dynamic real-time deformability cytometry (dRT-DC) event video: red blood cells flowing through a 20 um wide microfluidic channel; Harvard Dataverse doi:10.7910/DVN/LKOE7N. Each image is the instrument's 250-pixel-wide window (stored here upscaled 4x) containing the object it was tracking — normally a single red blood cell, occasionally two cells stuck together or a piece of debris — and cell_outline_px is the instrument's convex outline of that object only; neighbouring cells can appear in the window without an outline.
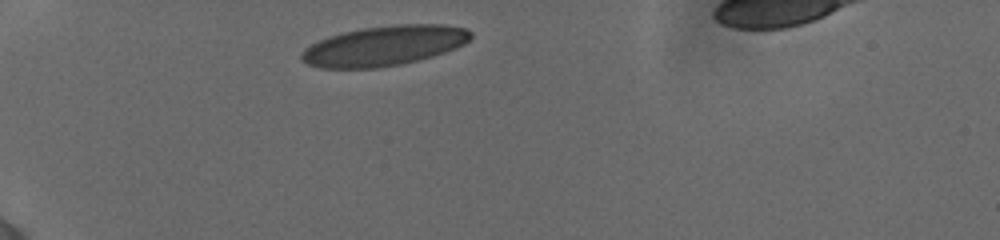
{"species": "human", "species_latin": "Homo sapiens", "temperature_condition": "cold", "stored_images_in_passage": 5, "camera_frame_rate_fps": 3000, "um_per_image_px": 0.085, "donor": {"sex": "female"}, "frame": {"image": 1, "passage_image": 1, "time_ms": 0.0, "image_size_px": [1000, 240], "cell_outline_px": [[472, 36], [464, 44], [444, 52], [432, 56], [416, 60], [376, 68], [320, 68], [308, 64], [300, 60], [300, 56], [304, 48], [328, 36], [360, 28], [396, 24], [444, 24], [468, 28], [472, 32]], "centroid_in_image_um": [32.64, 3.87], "position_along_channel_um": 52.4, "area_um2": 39.3}}
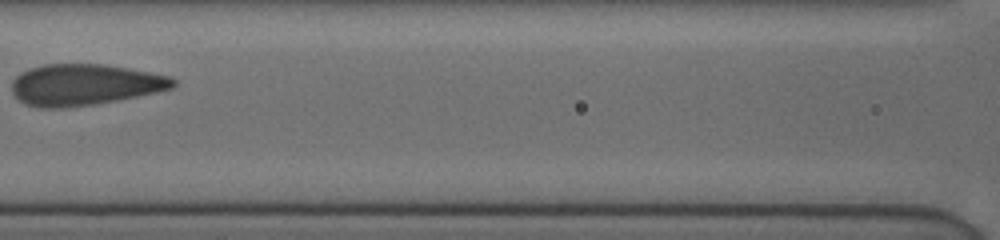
{"frame": {"image": 2, "passage_image": 4, "time_ms": 3.667, "image_size_px": [1000, 240], "cell_outline_px": [[176, 84], [172, 88], [156, 92], [136, 96], [92, 104], [64, 108], [40, 108], [24, 104], [12, 92], [12, 80], [20, 72], [28, 68], [44, 64], [104, 64], [128, 68], [168, 76], [176, 80]], "centroid_in_image_um": [7.13, 7.19], "position_along_channel_um": 159.5, "area_um2": 38.61}}
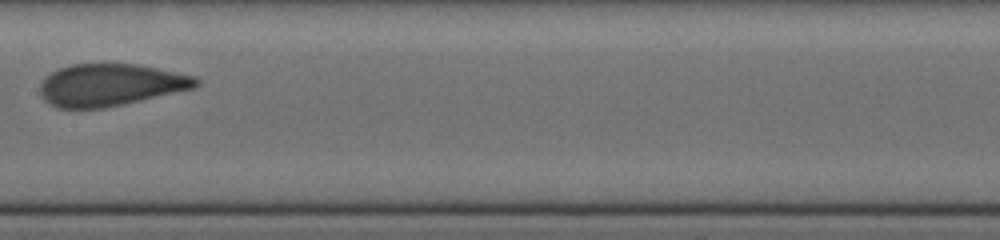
{"frame": {"image": 3, "passage_image": 5, "time_ms": 4.667, "image_size_px": [1000, 240], "cell_outline_px": [[200, 84], [192, 88], [104, 108], [56, 108], [48, 104], [40, 96], [40, 84], [52, 72], [60, 68], [72, 64], [136, 64], [196, 76], [200, 80]], "centroid_in_image_um": [9.35, 7.22], "position_along_channel_um": 198.0, "area_um2": 37.92}}